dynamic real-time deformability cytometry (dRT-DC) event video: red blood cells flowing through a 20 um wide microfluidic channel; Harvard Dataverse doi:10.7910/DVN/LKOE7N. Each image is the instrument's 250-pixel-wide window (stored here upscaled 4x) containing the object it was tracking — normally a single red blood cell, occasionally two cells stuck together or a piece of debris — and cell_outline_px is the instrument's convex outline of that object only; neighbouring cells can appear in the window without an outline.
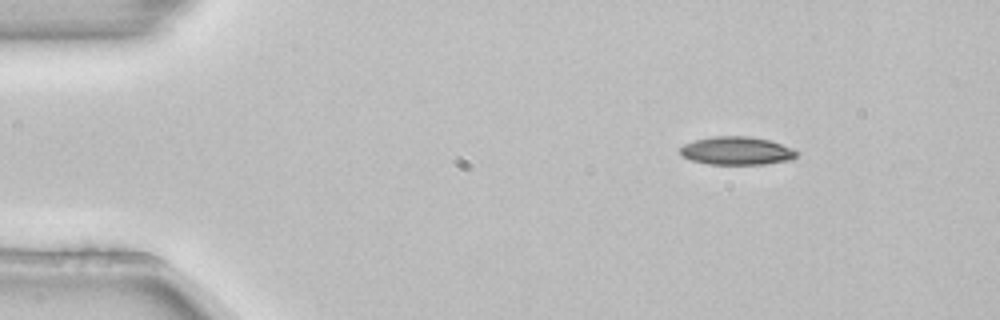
{"species": "common noctule bat (a hibernating species)", "species_latin": "Nyctalus noctula", "temperature_condition": "room temperature", "stored_images_in_passage": 3, "camera_frame_rate_fps": 3000, "um_per_image_px": 0.085, "animal": {"sex": "female", "body_mass_g": 22.7, "forearm_length_mm": 54.2}, "frame": {"image": 1, "passage_image": 1, "time_ms": 0.0, "image_size_px": [1000, 320], "cell_outline_px": [[796, 156], [792, 160], [764, 164], [708, 164], [692, 160], [684, 156], [680, 152], [680, 148], [684, 144], [692, 140], [712, 136], [748, 136], [768, 140], [792, 148], [796, 152]], "centroid_in_image_um": [62.6, 12.81], "position_along_channel_um": 22.4, "area_um2": 19.02}}
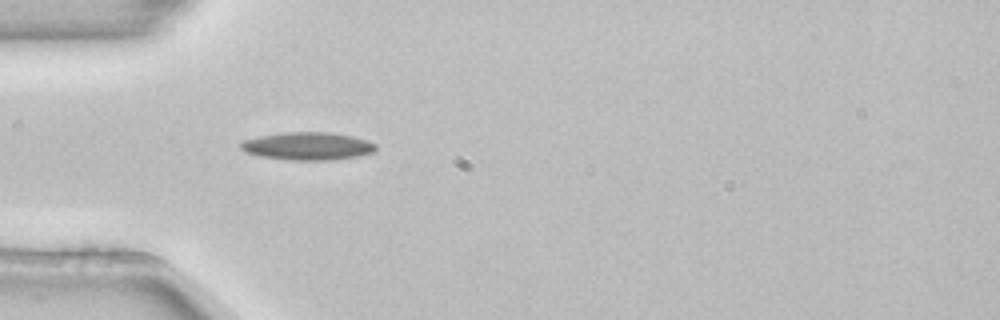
{"frame": {"image": 2, "passage_image": 3, "time_ms": 0.667, "image_size_px": [1000, 320], "cell_outline_px": [[376, 148], [372, 152], [356, 156], [332, 160], [292, 160], [260, 156], [248, 152], [240, 148], [240, 144], [244, 140], [260, 136], [284, 132], [328, 132], [352, 136], [368, 140], [376, 144]], "centroid_in_image_um": [26.17, 12.41], "position_along_channel_um": 58.8, "area_um2": 21.68}}